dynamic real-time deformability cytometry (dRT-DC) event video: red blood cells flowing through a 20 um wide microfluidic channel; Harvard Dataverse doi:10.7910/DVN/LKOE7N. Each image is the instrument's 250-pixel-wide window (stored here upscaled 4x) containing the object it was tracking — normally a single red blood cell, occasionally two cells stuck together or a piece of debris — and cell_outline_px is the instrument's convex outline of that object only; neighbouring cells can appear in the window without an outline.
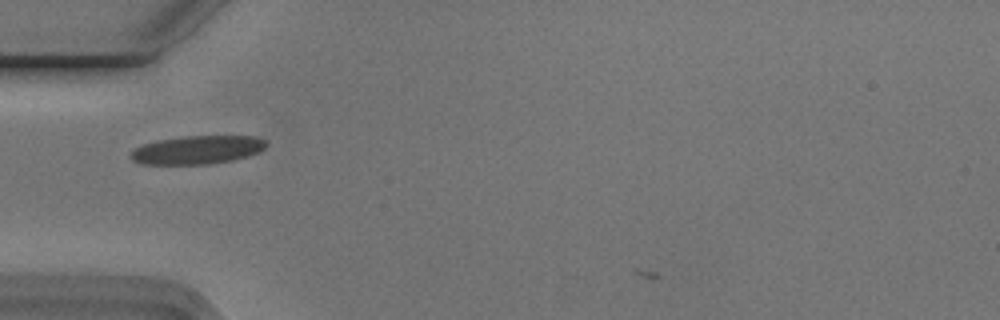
{"species": "Egyptian fruit bat (a non-hibernating species)", "species_latin": "Rousettus aegyptiacus", "temperature_condition": "cold", "stored_images_in_passage": 2, "camera_frame_rate_fps": 3000, "um_per_image_px": 0.085, "animal": {"sex": "male"}, "frame": {"image": 1, "passage_image": 1, "time_ms": 0.0, "image_size_px": [1000, 320], "cell_outline_px": [[268, 144], [264, 148], [248, 156], [232, 160], [208, 164], [144, 164], [132, 160], [128, 152], [132, 148], [140, 144], [156, 140], [184, 136], [256, 136], [264, 140]], "centroid_in_image_um": [16.69, 12.73], "position_along_channel_um": 68.3, "area_um2": 22.6}}